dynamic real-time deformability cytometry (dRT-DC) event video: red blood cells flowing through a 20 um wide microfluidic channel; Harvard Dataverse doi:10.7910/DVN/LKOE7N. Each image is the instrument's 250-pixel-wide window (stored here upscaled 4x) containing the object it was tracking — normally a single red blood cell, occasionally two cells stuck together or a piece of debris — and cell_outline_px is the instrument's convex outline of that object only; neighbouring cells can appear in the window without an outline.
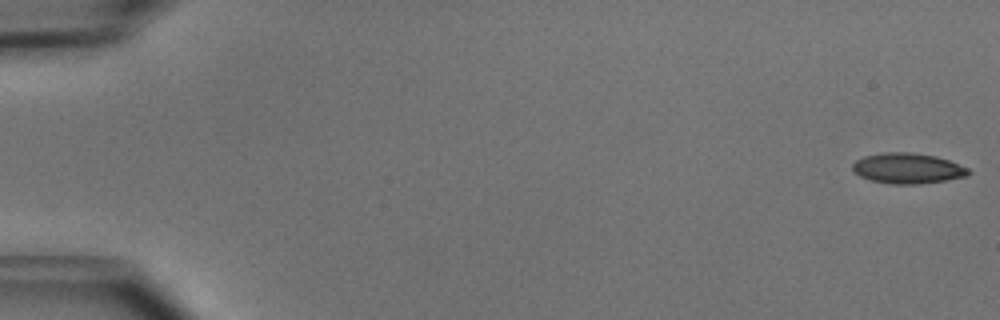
{"species": "common noctule bat (a hibernating species)", "species_latin": "Nyctalus noctula", "temperature_condition": "cold", "stored_images_in_passage": 51, "camera_frame_rate_fps": 3000, "um_per_image_px": 0.085, "animal": {"sex": "male", "body_mass_g": 15.6}, "frame": {"image": 1, "passage_image": 1, "time_ms": 0.0, "image_size_px": [1000, 320], "cell_outline_px": [[972, 172], [968, 176], [920, 184], [892, 184], [872, 180], [860, 176], [852, 168], [852, 164], [856, 160], [864, 156], [884, 152], [912, 152], [936, 156], [948, 160], [968, 168]], "centroid_in_image_um": [77.16, 14.3], "position_along_channel_um": 7.8, "area_um2": 20.52}}
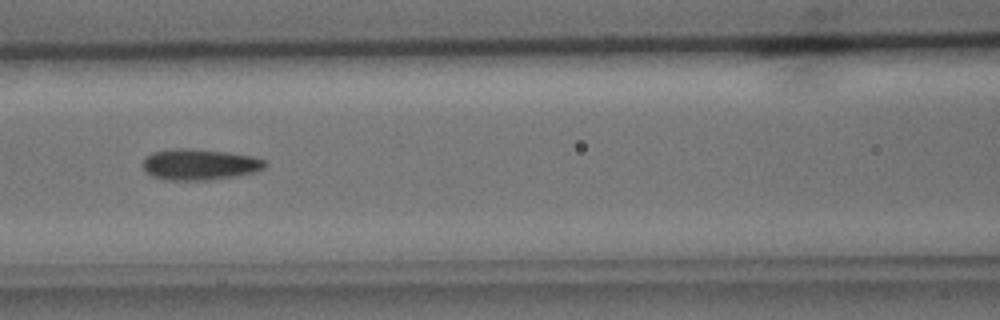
{"frame": {"image": 2, "passage_image": 23, "time_ms": 7.333, "image_size_px": [1000, 320], "cell_outline_px": [[268, 164], [264, 168], [256, 172], [236, 176], [208, 180], [164, 180], [152, 176], [144, 168], [144, 156], [152, 152], [172, 148], [192, 148], [228, 152], [252, 156], [264, 160]], "centroid_in_image_um": [16.97, 13.97], "position_along_channel_um": 149.6, "area_um2": 22.31}}
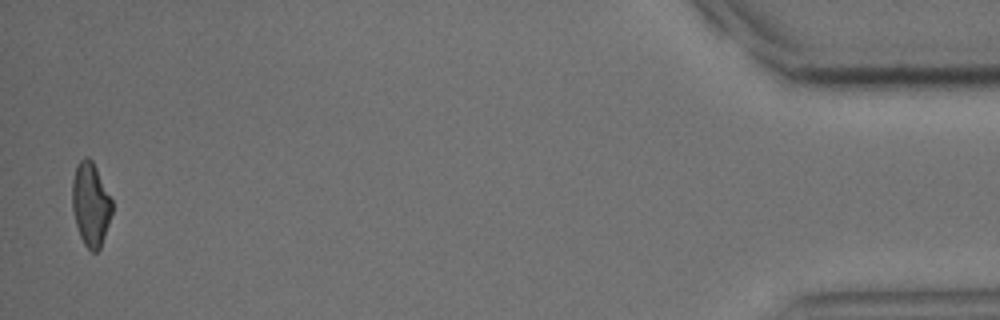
{"frame": {"image": 3, "passage_image": 50, "time_ms": 16.333, "image_size_px": [1000, 320], "cell_outline_px": [[112, 212], [100, 248], [96, 252], [92, 252], [84, 244], [80, 236], [76, 224], [72, 208], [72, 180], [76, 164], [84, 156], [88, 156], [92, 160], [112, 200]], "centroid_in_image_um": [7.69, 17.33], "position_along_channel_um": 427.5, "area_um2": 19.31}, "authors_computed_cell_mechanics": {"area_um2": 20.8658, "velocity_mm_per_s": 3.9976, "shape_relaxation_time_tau1_ms": 4.3001, "shape_relaxation_time_tau2_ms": 3.1355, "deformation_change_tau1": 0.1268, "deformation_change_tau2": 0.1071}}